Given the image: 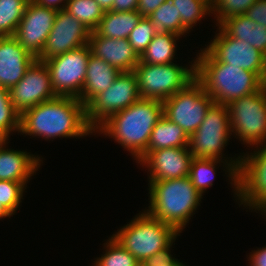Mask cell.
I'll use <instances>...</instances> for the list:
<instances>
[{
	"instance_id": "6da1fadb",
	"label": "cell",
	"mask_w": 266,
	"mask_h": 266,
	"mask_svg": "<svg viewBox=\"0 0 266 266\" xmlns=\"http://www.w3.org/2000/svg\"><path fill=\"white\" fill-rule=\"evenodd\" d=\"M20 133L48 141L58 137L80 139L95 132L78 98L57 96L26 110L20 118Z\"/></svg>"
},
{
	"instance_id": "7a4b0ae2",
	"label": "cell",
	"mask_w": 266,
	"mask_h": 266,
	"mask_svg": "<svg viewBox=\"0 0 266 266\" xmlns=\"http://www.w3.org/2000/svg\"><path fill=\"white\" fill-rule=\"evenodd\" d=\"M163 116L161 101L139 98L129 107L114 113L94 132L111 137L129 151L136 163L147 152L151 132Z\"/></svg>"
},
{
	"instance_id": "3957f363",
	"label": "cell",
	"mask_w": 266,
	"mask_h": 266,
	"mask_svg": "<svg viewBox=\"0 0 266 266\" xmlns=\"http://www.w3.org/2000/svg\"><path fill=\"white\" fill-rule=\"evenodd\" d=\"M199 51L195 59L196 79L214 103L227 105L264 85L255 72L219 62L205 48Z\"/></svg>"
},
{
	"instance_id": "277c9868",
	"label": "cell",
	"mask_w": 266,
	"mask_h": 266,
	"mask_svg": "<svg viewBox=\"0 0 266 266\" xmlns=\"http://www.w3.org/2000/svg\"><path fill=\"white\" fill-rule=\"evenodd\" d=\"M148 182L150 206L145 211L182 233L195 215L203 196L193 186L189 176Z\"/></svg>"
},
{
	"instance_id": "5b68a950",
	"label": "cell",
	"mask_w": 266,
	"mask_h": 266,
	"mask_svg": "<svg viewBox=\"0 0 266 266\" xmlns=\"http://www.w3.org/2000/svg\"><path fill=\"white\" fill-rule=\"evenodd\" d=\"M112 236L142 264L169 246L180 233L144 210Z\"/></svg>"
},
{
	"instance_id": "8992f818",
	"label": "cell",
	"mask_w": 266,
	"mask_h": 266,
	"mask_svg": "<svg viewBox=\"0 0 266 266\" xmlns=\"http://www.w3.org/2000/svg\"><path fill=\"white\" fill-rule=\"evenodd\" d=\"M176 63L155 65L139 62L133 72L140 97L164 102L196 78L195 60L189 67Z\"/></svg>"
},
{
	"instance_id": "52a82bcc",
	"label": "cell",
	"mask_w": 266,
	"mask_h": 266,
	"mask_svg": "<svg viewBox=\"0 0 266 266\" xmlns=\"http://www.w3.org/2000/svg\"><path fill=\"white\" fill-rule=\"evenodd\" d=\"M231 135L227 105L213 103L207 110L200 126L189 137L188 147L193 158L240 162L242 155H239L237 158H226L223 156L224 149L229 144L230 137H232Z\"/></svg>"
},
{
	"instance_id": "ba28073f",
	"label": "cell",
	"mask_w": 266,
	"mask_h": 266,
	"mask_svg": "<svg viewBox=\"0 0 266 266\" xmlns=\"http://www.w3.org/2000/svg\"><path fill=\"white\" fill-rule=\"evenodd\" d=\"M232 135L253 148L266 144V90L264 85L251 94L227 104Z\"/></svg>"
},
{
	"instance_id": "9c48e42d",
	"label": "cell",
	"mask_w": 266,
	"mask_h": 266,
	"mask_svg": "<svg viewBox=\"0 0 266 266\" xmlns=\"http://www.w3.org/2000/svg\"><path fill=\"white\" fill-rule=\"evenodd\" d=\"M213 103V99L195 78L183 90L162 102L163 115L179 125L190 137L200 126Z\"/></svg>"
},
{
	"instance_id": "30bf717a",
	"label": "cell",
	"mask_w": 266,
	"mask_h": 266,
	"mask_svg": "<svg viewBox=\"0 0 266 266\" xmlns=\"http://www.w3.org/2000/svg\"><path fill=\"white\" fill-rule=\"evenodd\" d=\"M139 98L134 72H121L107 90L96 95L85 106L88 125L95 131L111 115L129 107Z\"/></svg>"
},
{
	"instance_id": "8fae6325",
	"label": "cell",
	"mask_w": 266,
	"mask_h": 266,
	"mask_svg": "<svg viewBox=\"0 0 266 266\" xmlns=\"http://www.w3.org/2000/svg\"><path fill=\"white\" fill-rule=\"evenodd\" d=\"M254 148L255 151L241 156L236 199L239 207L261 213L266 208V144Z\"/></svg>"
},
{
	"instance_id": "7c38bea8",
	"label": "cell",
	"mask_w": 266,
	"mask_h": 266,
	"mask_svg": "<svg viewBox=\"0 0 266 266\" xmlns=\"http://www.w3.org/2000/svg\"><path fill=\"white\" fill-rule=\"evenodd\" d=\"M90 54L87 44L43 61L57 96L78 98L81 95Z\"/></svg>"
},
{
	"instance_id": "4fadbf2b",
	"label": "cell",
	"mask_w": 266,
	"mask_h": 266,
	"mask_svg": "<svg viewBox=\"0 0 266 266\" xmlns=\"http://www.w3.org/2000/svg\"><path fill=\"white\" fill-rule=\"evenodd\" d=\"M205 49L219 62L255 72L266 78V55L243 40L228 36L219 26Z\"/></svg>"
},
{
	"instance_id": "5bb4252c",
	"label": "cell",
	"mask_w": 266,
	"mask_h": 266,
	"mask_svg": "<svg viewBox=\"0 0 266 266\" xmlns=\"http://www.w3.org/2000/svg\"><path fill=\"white\" fill-rule=\"evenodd\" d=\"M9 92L11 102L20 115L42 102L57 97L52 88L50 73L46 64L37 59Z\"/></svg>"
},
{
	"instance_id": "9a60e30c",
	"label": "cell",
	"mask_w": 266,
	"mask_h": 266,
	"mask_svg": "<svg viewBox=\"0 0 266 266\" xmlns=\"http://www.w3.org/2000/svg\"><path fill=\"white\" fill-rule=\"evenodd\" d=\"M57 12L58 10L40 6L33 0L27 4L14 37L35 58L42 53Z\"/></svg>"
},
{
	"instance_id": "2e32d148",
	"label": "cell",
	"mask_w": 266,
	"mask_h": 266,
	"mask_svg": "<svg viewBox=\"0 0 266 266\" xmlns=\"http://www.w3.org/2000/svg\"><path fill=\"white\" fill-rule=\"evenodd\" d=\"M91 31L68 12L58 10L42 53L36 58L45 61L88 44Z\"/></svg>"
},
{
	"instance_id": "e0dca14e",
	"label": "cell",
	"mask_w": 266,
	"mask_h": 266,
	"mask_svg": "<svg viewBox=\"0 0 266 266\" xmlns=\"http://www.w3.org/2000/svg\"><path fill=\"white\" fill-rule=\"evenodd\" d=\"M193 156L189 147L147 151L137 162L148 168V181L176 179L189 176Z\"/></svg>"
},
{
	"instance_id": "ac0fdd59",
	"label": "cell",
	"mask_w": 266,
	"mask_h": 266,
	"mask_svg": "<svg viewBox=\"0 0 266 266\" xmlns=\"http://www.w3.org/2000/svg\"><path fill=\"white\" fill-rule=\"evenodd\" d=\"M88 45L91 54L108 62L120 72L133 71L140 62V57L128 39L103 37L92 31Z\"/></svg>"
},
{
	"instance_id": "d6986e66",
	"label": "cell",
	"mask_w": 266,
	"mask_h": 266,
	"mask_svg": "<svg viewBox=\"0 0 266 266\" xmlns=\"http://www.w3.org/2000/svg\"><path fill=\"white\" fill-rule=\"evenodd\" d=\"M35 60L14 36L0 37V86L10 90Z\"/></svg>"
},
{
	"instance_id": "ffe728a7",
	"label": "cell",
	"mask_w": 266,
	"mask_h": 266,
	"mask_svg": "<svg viewBox=\"0 0 266 266\" xmlns=\"http://www.w3.org/2000/svg\"><path fill=\"white\" fill-rule=\"evenodd\" d=\"M8 143L0 147V180L29 182L40 169L42 159L24 150L9 149Z\"/></svg>"
},
{
	"instance_id": "44dd1931",
	"label": "cell",
	"mask_w": 266,
	"mask_h": 266,
	"mask_svg": "<svg viewBox=\"0 0 266 266\" xmlns=\"http://www.w3.org/2000/svg\"><path fill=\"white\" fill-rule=\"evenodd\" d=\"M219 163V164H218ZM225 168V174L234 191V197H238V168L240 162H226L220 159H206V158H193L190 166L189 178L193 186L203 196L206 189L213 186V179H215L216 166ZM218 164V165H217Z\"/></svg>"
},
{
	"instance_id": "7402d4cb",
	"label": "cell",
	"mask_w": 266,
	"mask_h": 266,
	"mask_svg": "<svg viewBox=\"0 0 266 266\" xmlns=\"http://www.w3.org/2000/svg\"><path fill=\"white\" fill-rule=\"evenodd\" d=\"M120 73L108 62L90 54L84 86L78 99L86 106L96 95L107 90Z\"/></svg>"
},
{
	"instance_id": "603a6c76",
	"label": "cell",
	"mask_w": 266,
	"mask_h": 266,
	"mask_svg": "<svg viewBox=\"0 0 266 266\" xmlns=\"http://www.w3.org/2000/svg\"><path fill=\"white\" fill-rule=\"evenodd\" d=\"M219 27L228 36L243 40L266 55V26L238 15L224 20Z\"/></svg>"
},
{
	"instance_id": "cb8c5ba5",
	"label": "cell",
	"mask_w": 266,
	"mask_h": 266,
	"mask_svg": "<svg viewBox=\"0 0 266 266\" xmlns=\"http://www.w3.org/2000/svg\"><path fill=\"white\" fill-rule=\"evenodd\" d=\"M188 146L189 136L186 132L163 115L151 132L147 151Z\"/></svg>"
},
{
	"instance_id": "d4e9b609",
	"label": "cell",
	"mask_w": 266,
	"mask_h": 266,
	"mask_svg": "<svg viewBox=\"0 0 266 266\" xmlns=\"http://www.w3.org/2000/svg\"><path fill=\"white\" fill-rule=\"evenodd\" d=\"M141 18L142 16L137 11L118 12L108 10L105 11L95 32L103 37L127 39Z\"/></svg>"
},
{
	"instance_id": "484cf974",
	"label": "cell",
	"mask_w": 266,
	"mask_h": 266,
	"mask_svg": "<svg viewBox=\"0 0 266 266\" xmlns=\"http://www.w3.org/2000/svg\"><path fill=\"white\" fill-rule=\"evenodd\" d=\"M181 38L172 32L156 33L151 43L140 56V62L146 64H169L176 59L177 40Z\"/></svg>"
},
{
	"instance_id": "4316f807",
	"label": "cell",
	"mask_w": 266,
	"mask_h": 266,
	"mask_svg": "<svg viewBox=\"0 0 266 266\" xmlns=\"http://www.w3.org/2000/svg\"><path fill=\"white\" fill-rule=\"evenodd\" d=\"M148 18L156 33L172 32L181 37L189 33L182 26L180 14L170 0L161 4Z\"/></svg>"
},
{
	"instance_id": "83f0119b",
	"label": "cell",
	"mask_w": 266,
	"mask_h": 266,
	"mask_svg": "<svg viewBox=\"0 0 266 266\" xmlns=\"http://www.w3.org/2000/svg\"><path fill=\"white\" fill-rule=\"evenodd\" d=\"M64 10L91 32L99 26L105 13L95 0H68Z\"/></svg>"
},
{
	"instance_id": "f1b7e54d",
	"label": "cell",
	"mask_w": 266,
	"mask_h": 266,
	"mask_svg": "<svg viewBox=\"0 0 266 266\" xmlns=\"http://www.w3.org/2000/svg\"><path fill=\"white\" fill-rule=\"evenodd\" d=\"M30 0H0V37L14 36Z\"/></svg>"
},
{
	"instance_id": "f546056e",
	"label": "cell",
	"mask_w": 266,
	"mask_h": 266,
	"mask_svg": "<svg viewBox=\"0 0 266 266\" xmlns=\"http://www.w3.org/2000/svg\"><path fill=\"white\" fill-rule=\"evenodd\" d=\"M180 14L182 26L190 32L198 21L208 14L212 16V6L204 0H170Z\"/></svg>"
},
{
	"instance_id": "4dcf8cb0",
	"label": "cell",
	"mask_w": 266,
	"mask_h": 266,
	"mask_svg": "<svg viewBox=\"0 0 266 266\" xmlns=\"http://www.w3.org/2000/svg\"><path fill=\"white\" fill-rule=\"evenodd\" d=\"M104 247L105 252L101 257H97L92 266H141V263L113 236L104 243Z\"/></svg>"
},
{
	"instance_id": "1f68e13d",
	"label": "cell",
	"mask_w": 266,
	"mask_h": 266,
	"mask_svg": "<svg viewBox=\"0 0 266 266\" xmlns=\"http://www.w3.org/2000/svg\"><path fill=\"white\" fill-rule=\"evenodd\" d=\"M20 118L11 102L9 89L0 86V131L8 138L12 132L20 133Z\"/></svg>"
},
{
	"instance_id": "d6a6232c",
	"label": "cell",
	"mask_w": 266,
	"mask_h": 266,
	"mask_svg": "<svg viewBox=\"0 0 266 266\" xmlns=\"http://www.w3.org/2000/svg\"><path fill=\"white\" fill-rule=\"evenodd\" d=\"M28 182H14L0 180V204L2 207L13 216L21 206L24 191Z\"/></svg>"
},
{
	"instance_id": "836d02e7",
	"label": "cell",
	"mask_w": 266,
	"mask_h": 266,
	"mask_svg": "<svg viewBox=\"0 0 266 266\" xmlns=\"http://www.w3.org/2000/svg\"><path fill=\"white\" fill-rule=\"evenodd\" d=\"M257 0H214L212 5V14L216 15V26H219L224 20L244 15L246 11L256 2ZM217 18V19H216Z\"/></svg>"
},
{
	"instance_id": "e575fe53",
	"label": "cell",
	"mask_w": 266,
	"mask_h": 266,
	"mask_svg": "<svg viewBox=\"0 0 266 266\" xmlns=\"http://www.w3.org/2000/svg\"><path fill=\"white\" fill-rule=\"evenodd\" d=\"M155 35L156 32L151 20L148 17H142L127 39L140 57Z\"/></svg>"
},
{
	"instance_id": "d590c367",
	"label": "cell",
	"mask_w": 266,
	"mask_h": 266,
	"mask_svg": "<svg viewBox=\"0 0 266 266\" xmlns=\"http://www.w3.org/2000/svg\"><path fill=\"white\" fill-rule=\"evenodd\" d=\"M175 240L166 248L162 249L160 252H157L155 255L147 258L141 266H186L183 262L172 257L171 247Z\"/></svg>"
},
{
	"instance_id": "8d00e7d4",
	"label": "cell",
	"mask_w": 266,
	"mask_h": 266,
	"mask_svg": "<svg viewBox=\"0 0 266 266\" xmlns=\"http://www.w3.org/2000/svg\"><path fill=\"white\" fill-rule=\"evenodd\" d=\"M244 15L255 23L266 26V0H257Z\"/></svg>"
},
{
	"instance_id": "74e56055",
	"label": "cell",
	"mask_w": 266,
	"mask_h": 266,
	"mask_svg": "<svg viewBox=\"0 0 266 266\" xmlns=\"http://www.w3.org/2000/svg\"><path fill=\"white\" fill-rule=\"evenodd\" d=\"M167 0H139L137 12L142 17H149L161 4Z\"/></svg>"
},
{
	"instance_id": "f35d334b",
	"label": "cell",
	"mask_w": 266,
	"mask_h": 266,
	"mask_svg": "<svg viewBox=\"0 0 266 266\" xmlns=\"http://www.w3.org/2000/svg\"><path fill=\"white\" fill-rule=\"evenodd\" d=\"M247 261L249 266H266V246L252 250Z\"/></svg>"
},
{
	"instance_id": "ab89813d",
	"label": "cell",
	"mask_w": 266,
	"mask_h": 266,
	"mask_svg": "<svg viewBox=\"0 0 266 266\" xmlns=\"http://www.w3.org/2000/svg\"><path fill=\"white\" fill-rule=\"evenodd\" d=\"M139 0H114L112 11L130 12L136 11Z\"/></svg>"
},
{
	"instance_id": "60d3db41",
	"label": "cell",
	"mask_w": 266,
	"mask_h": 266,
	"mask_svg": "<svg viewBox=\"0 0 266 266\" xmlns=\"http://www.w3.org/2000/svg\"><path fill=\"white\" fill-rule=\"evenodd\" d=\"M40 6L54 8L56 10H63L68 0H33Z\"/></svg>"
},
{
	"instance_id": "b9f144b4",
	"label": "cell",
	"mask_w": 266,
	"mask_h": 266,
	"mask_svg": "<svg viewBox=\"0 0 266 266\" xmlns=\"http://www.w3.org/2000/svg\"><path fill=\"white\" fill-rule=\"evenodd\" d=\"M99 6L104 10H112V5L114 0H95Z\"/></svg>"
},
{
	"instance_id": "7bdbcfd3",
	"label": "cell",
	"mask_w": 266,
	"mask_h": 266,
	"mask_svg": "<svg viewBox=\"0 0 266 266\" xmlns=\"http://www.w3.org/2000/svg\"><path fill=\"white\" fill-rule=\"evenodd\" d=\"M10 142V139L3 133L0 131V147L3 146L6 142Z\"/></svg>"
},
{
	"instance_id": "ee69618b",
	"label": "cell",
	"mask_w": 266,
	"mask_h": 266,
	"mask_svg": "<svg viewBox=\"0 0 266 266\" xmlns=\"http://www.w3.org/2000/svg\"><path fill=\"white\" fill-rule=\"evenodd\" d=\"M6 217L10 218L11 215L0 204V219L6 218Z\"/></svg>"
},
{
	"instance_id": "f6af8a7d",
	"label": "cell",
	"mask_w": 266,
	"mask_h": 266,
	"mask_svg": "<svg viewBox=\"0 0 266 266\" xmlns=\"http://www.w3.org/2000/svg\"><path fill=\"white\" fill-rule=\"evenodd\" d=\"M204 1L210 4L211 6L214 4V0H204Z\"/></svg>"
},
{
	"instance_id": "bcb514c9",
	"label": "cell",
	"mask_w": 266,
	"mask_h": 266,
	"mask_svg": "<svg viewBox=\"0 0 266 266\" xmlns=\"http://www.w3.org/2000/svg\"><path fill=\"white\" fill-rule=\"evenodd\" d=\"M264 88H265V90H266V78H265V80H264Z\"/></svg>"
}]
</instances>
